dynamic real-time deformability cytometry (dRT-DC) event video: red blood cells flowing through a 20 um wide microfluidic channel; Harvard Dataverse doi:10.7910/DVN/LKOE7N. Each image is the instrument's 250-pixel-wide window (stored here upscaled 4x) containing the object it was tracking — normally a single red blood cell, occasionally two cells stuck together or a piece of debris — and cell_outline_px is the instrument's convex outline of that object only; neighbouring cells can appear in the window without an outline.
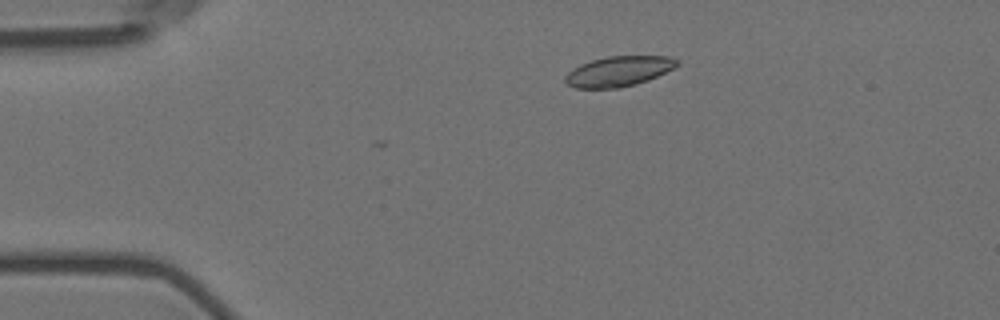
{"species": "Egyptian fruit bat (a non-hibernating species)", "species_latin": "Rousettus aegyptiacus", "temperature_condition": "room temperature", "stored_images_in_passage": 8, "camera_frame_rate_fps": 3000, "um_per_image_px": 0.085, "animal": {"sex": "female"}, "frame": {"image": 1, "passage_image": 6, "time_ms": 1.667, "image_size_px": [1000, 320], "cell_outline_px": [[680, 64], [648, 80], [636, 84], [620, 88], [576, 88], [568, 84], [564, 80], [564, 76], [572, 68], [580, 64], [592, 60], [608, 56], [668, 56], [680, 60]], "centroid_in_image_um": [52.57, 6.06], "position_along_channel_um": 32.4, "area_um2": 19.65}}